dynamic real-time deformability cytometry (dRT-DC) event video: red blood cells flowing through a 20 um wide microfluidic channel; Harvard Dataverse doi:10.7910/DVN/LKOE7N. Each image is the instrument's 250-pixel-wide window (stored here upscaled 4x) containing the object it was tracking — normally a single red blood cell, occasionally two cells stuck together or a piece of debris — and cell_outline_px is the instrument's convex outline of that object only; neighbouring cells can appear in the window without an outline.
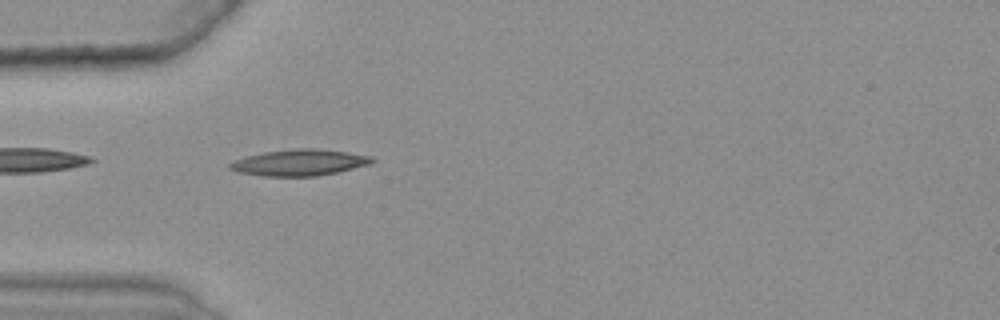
{"species": "common noctule bat (a hibernating species)", "species_latin": "Nyctalus noctula", "temperature_condition": "warm", "stored_images_in_passage": 33, "camera_frame_rate_fps": 3000, "um_per_image_px": 0.085, "animal": {"sex": "female", "body_mass_g": 25.1}, "frame": {"image": 1, "passage_image": 2, "time_ms": 0.333, "image_size_px": [1000, 320], "cell_outline_px": [[376, 160], [372, 164], [336, 172], [316, 176], [264, 176], [240, 172], [228, 168], [228, 164], [236, 160], [248, 156], [264, 152], [296, 148], [312, 148], [348, 152], [372, 156]], "centroid_in_image_um": [25.5, 13.81], "position_along_channel_um": 59.5, "area_um2": 21.62}}
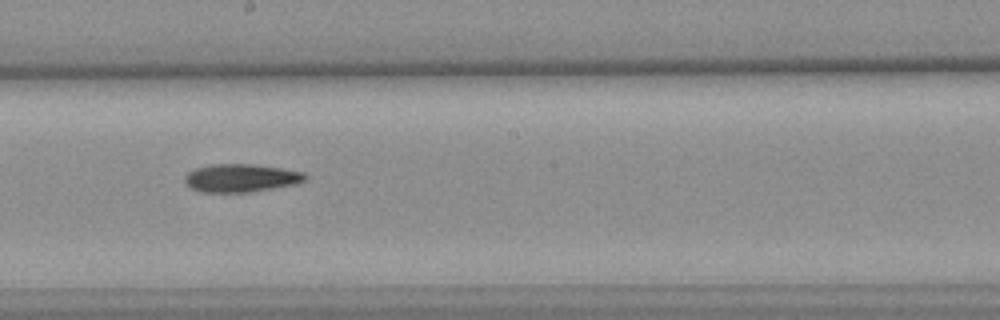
{"frame": {"image": 2, "passage_image": 16, "time_ms": 5.0, "image_size_px": [1000, 320], "cell_outline_px": [[308, 176], [304, 180], [296, 184], [248, 192], [200, 192], [192, 188], [184, 180], [184, 176], [188, 172], [196, 168], [208, 164], [248, 164], [280, 168], [304, 172]], "centroid_in_image_um": [20.46, 15.12], "position_along_channel_um": 227.7, "area_um2": 19.54}}
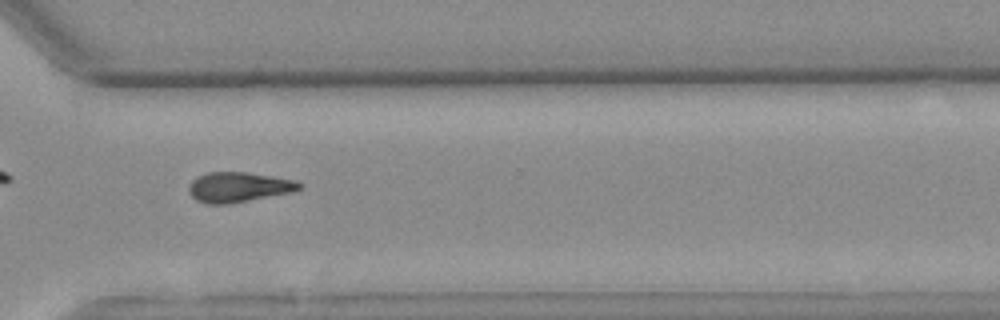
{"frame": {"image": 3, "passage_image": 26, "time_ms": 8.333, "image_size_px": [1000, 320], "cell_outline_px": [[304, 188], [292, 192], [228, 204], [208, 204], [196, 200], [188, 192], [188, 188], [192, 180], [196, 176], [208, 172], [248, 172], [296, 180], [304, 184]], "centroid_in_image_um": [20.3, 15.9], "position_along_channel_um": 350.3, "area_um2": 19.54}}